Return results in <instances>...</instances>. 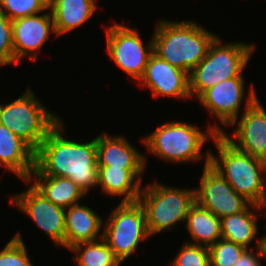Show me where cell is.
<instances>
[{"label": "cell", "mask_w": 266, "mask_h": 266, "mask_svg": "<svg viewBox=\"0 0 266 266\" xmlns=\"http://www.w3.org/2000/svg\"><path fill=\"white\" fill-rule=\"evenodd\" d=\"M212 140L218 156L210 152V165L250 204L266 207V161L241 152L222 134Z\"/></svg>", "instance_id": "277c9868"}, {"label": "cell", "mask_w": 266, "mask_h": 266, "mask_svg": "<svg viewBox=\"0 0 266 266\" xmlns=\"http://www.w3.org/2000/svg\"><path fill=\"white\" fill-rule=\"evenodd\" d=\"M255 247L257 252H254ZM255 247L246 249L233 266H261L260 258H264V253L261 244H256Z\"/></svg>", "instance_id": "f546056e"}, {"label": "cell", "mask_w": 266, "mask_h": 266, "mask_svg": "<svg viewBox=\"0 0 266 266\" xmlns=\"http://www.w3.org/2000/svg\"><path fill=\"white\" fill-rule=\"evenodd\" d=\"M10 203L29 216L59 247H65V209L54 205L33 185L14 194Z\"/></svg>", "instance_id": "8fae6325"}, {"label": "cell", "mask_w": 266, "mask_h": 266, "mask_svg": "<svg viewBox=\"0 0 266 266\" xmlns=\"http://www.w3.org/2000/svg\"><path fill=\"white\" fill-rule=\"evenodd\" d=\"M103 224L101 216L87 205L78 203L65 209V248L100 240L103 238Z\"/></svg>", "instance_id": "e0dca14e"}, {"label": "cell", "mask_w": 266, "mask_h": 266, "mask_svg": "<svg viewBox=\"0 0 266 266\" xmlns=\"http://www.w3.org/2000/svg\"><path fill=\"white\" fill-rule=\"evenodd\" d=\"M102 133L95 137L98 166L146 169L148 159L130 144L125 136Z\"/></svg>", "instance_id": "2e32d148"}, {"label": "cell", "mask_w": 266, "mask_h": 266, "mask_svg": "<svg viewBox=\"0 0 266 266\" xmlns=\"http://www.w3.org/2000/svg\"><path fill=\"white\" fill-rule=\"evenodd\" d=\"M106 40L109 59L115 62L119 69L139 81L153 53L152 37L145 46L136 28L116 23L106 28Z\"/></svg>", "instance_id": "9c48e42d"}, {"label": "cell", "mask_w": 266, "mask_h": 266, "mask_svg": "<svg viewBox=\"0 0 266 266\" xmlns=\"http://www.w3.org/2000/svg\"><path fill=\"white\" fill-rule=\"evenodd\" d=\"M217 123L208 126L206 132L201 131L197 126L179 121H170L158 126L157 129L142 139L147 147L148 153L159 156L166 162L187 163L199 162L204 159V166L210 164V152L205 156L202 152L203 145L208 139H213L217 134L224 132Z\"/></svg>", "instance_id": "3957f363"}, {"label": "cell", "mask_w": 266, "mask_h": 266, "mask_svg": "<svg viewBox=\"0 0 266 266\" xmlns=\"http://www.w3.org/2000/svg\"><path fill=\"white\" fill-rule=\"evenodd\" d=\"M249 89L243 115L230 125L236 126L232 136L221 134L241 152L266 161V110L253 85Z\"/></svg>", "instance_id": "30bf717a"}, {"label": "cell", "mask_w": 266, "mask_h": 266, "mask_svg": "<svg viewBox=\"0 0 266 266\" xmlns=\"http://www.w3.org/2000/svg\"><path fill=\"white\" fill-rule=\"evenodd\" d=\"M145 169H123L98 166V187L108 196L122 197L120 202H136L143 187Z\"/></svg>", "instance_id": "d6986e66"}, {"label": "cell", "mask_w": 266, "mask_h": 266, "mask_svg": "<svg viewBox=\"0 0 266 266\" xmlns=\"http://www.w3.org/2000/svg\"><path fill=\"white\" fill-rule=\"evenodd\" d=\"M153 52L171 65L190 73L206 56L217 34L194 21L163 19L155 24Z\"/></svg>", "instance_id": "7a4b0ae2"}, {"label": "cell", "mask_w": 266, "mask_h": 266, "mask_svg": "<svg viewBox=\"0 0 266 266\" xmlns=\"http://www.w3.org/2000/svg\"><path fill=\"white\" fill-rule=\"evenodd\" d=\"M251 208L252 211L249 209ZM261 207L249 204L243 211L220 219L221 237L248 249L252 241L257 238V244H261V237H256L258 232L257 214ZM253 209L256 211H253Z\"/></svg>", "instance_id": "44dd1931"}, {"label": "cell", "mask_w": 266, "mask_h": 266, "mask_svg": "<svg viewBox=\"0 0 266 266\" xmlns=\"http://www.w3.org/2000/svg\"><path fill=\"white\" fill-rule=\"evenodd\" d=\"M23 181L30 178L35 167V151L6 126L0 124V167Z\"/></svg>", "instance_id": "ac0fdd59"}, {"label": "cell", "mask_w": 266, "mask_h": 266, "mask_svg": "<svg viewBox=\"0 0 266 266\" xmlns=\"http://www.w3.org/2000/svg\"><path fill=\"white\" fill-rule=\"evenodd\" d=\"M0 266H34L19 232L0 251Z\"/></svg>", "instance_id": "484cf974"}, {"label": "cell", "mask_w": 266, "mask_h": 266, "mask_svg": "<svg viewBox=\"0 0 266 266\" xmlns=\"http://www.w3.org/2000/svg\"><path fill=\"white\" fill-rule=\"evenodd\" d=\"M103 239L121 262L135 253L139 242L150 238L142 205L120 202L103 224Z\"/></svg>", "instance_id": "ba28073f"}, {"label": "cell", "mask_w": 266, "mask_h": 266, "mask_svg": "<svg viewBox=\"0 0 266 266\" xmlns=\"http://www.w3.org/2000/svg\"><path fill=\"white\" fill-rule=\"evenodd\" d=\"M176 257L169 263L171 266H210L209 249L206 246L189 243L180 248Z\"/></svg>", "instance_id": "83f0119b"}, {"label": "cell", "mask_w": 266, "mask_h": 266, "mask_svg": "<svg viewBox=\"0 0 266 266\" xmlns=\"http://www.w3.org/2000/svg\"><path fill=\"white\" fill-rule=\"evenodd\" d=\"M244 82L242 74L239 77L221 81L206 90L198 100L203 108L217 118L218 123L224 127H230L239 118V111L245 97Z\"/></svg>", "instance_id": "9a60e30c"}, {"label": "cell", "mask_w": 266, "mask_h": 266, "mask_svg": "<svg viewBox=\"0 0 266 266\" xmlns=\"http://www.w3.org/2000/svg\"><path fill=\"white\" fill-rule=\"evenodd\" d=\"M217 36L206 56L189 73L191 98H199L217 83L239 77L254 53L255 45L243 42L222 43Z\"/></svg>", "instance_id": "5b68a950"}, {"label": "cell", "mask_w": 266, "mask_h": 266, "mask_svg": "<svg viewBox=\"0 0 266 266\" xmlns=\"http://www.w3.org/2000/svg\"><path fill=\"white\" fill-rule=\"evenodd\" d=\"M195 200L220 219L237 214L250 204L210 164L203 167L200 186L195 188Z\"/></svg>", "instance_id": "7c38bea8"}, {"label": "cell", "mask_w": 266, "mask_h": 266, "mask_svg": "<svg viewBox=\"0 0 266 266\" xmlns=\"http://www.w3.org/2000/svg\"><path fill=\"white\" fill-rule=\"evenodd\" d=\"M208 249L210 266H233L246 250L245 247L222 238Z\"/></svg>", "instance_id": "d4e9b609"}, {"label": "cell", "mask_w": 266, "mask_h": 266, "mask_svg": "<svg viewBox=\"0 0 266 266\" xmlns=\"http://www.w3.org/2000/svg\"><path fill=\"white\" fill-rule=\"evenodd\" d=\"M40 1L45 5L46 8H50L55 2V0H40Z\"/></svg>", "instance_id": "1f68e13d"}, {"label": "cell", "mask_w": 266, "mask_h": 266, "mask_svg": "<svg viewBox=\"0 0 266 266\" xmlns=\"http://www.w3.org/2000/svg\"><path fill=\"white\" fill-rule=\"evenodd\" d=\"M35 14L12 21L14 65L20 60L31 58L36 61L38 51L43 47L51 32L55 33L52 13Z\"/></svg>", "instance_id": "4fadbf2b"}, {"label": "cell", "mask_w": 266, "mask_h": 266, "mask_svg": "<svg viewBox=\"0 0 266 266\" xmlns=\"http://www.w3.org/2000/svg\"><path fill=\"white\" fill-rule=\"evenodd\" d=\"M75 254L78 266H120L121 262L114 256L107 242L100 241L78 243L69 248Z\"/></svg>", "instance_id": "cb8c5ba5"}, {"label": "cell", "mask_w": 266, "mask_h": 266, "mask_svg": "<svg viewBox=\"0 0 266 266\" xmlns=\"http://www.w3.org/2000/svg\"><path fill=\"white\" fill-rule=\"evenodd\" d=\"M261 247L264 253V260H266V234L261 237Z\"/></svg>", "instance_id": "4dcf8cb0"}, {"label": "cell", "mask_w": 266, "mask_h": 266, "mask_svg": "<svg viewBox=\"0 0 266 266\" xmlns=\"http://www.w3.org/2000/svg\"><path fill=\"white\" fill-rule=\"evenodd\" d=\"M33 180V186L54 205L67 209L78 204L86 193L70 178L58 176H30L26 183Z\"/></svg>", "instance_id": "7402d4cb"}, {"label": "cell", "mask_w": 266, "mask_h": 266, "mask_svg": "<svg viewBox=\"0 0 266 266\" xmlns=\"http://www.w3.org/2000/svg\"><path fill=\"white\" fill-rule=\"evenodd\" d=\"M97 0H55L49 8L54 23L55 35H63L78 28L93 15Z\"/></svg>", "instance_id": "ffe728a7"}, {"label": "cell", "mask_w": 266, "mask_h": 266, "mask_svg": "<svg viewBox=\"0 0 266 266\" xmlns=\"http://www.w3.org/2000/svg\"><path fill=\"white\" fill-rule=\"evenodd\" d=\"M48 11L40 0H0V12L11 21Z\"/></svg>", "instance_id": "4316f807"}, {"label": "cell", "mask_w": 266, "mask_h": 266, "mask_svg": "<svg viewBox=\"0 0 266 266\" xmlns=\"http://www.w3.org/2000/svg\"><path fill=\"white\" fill-rule=\"evenodd\" d=\"M185 229L193 241L189 243L210 247L221 239L220 218L195 202L189 209Z\"/></svg>", "instance_id": "603a6c76"}, {"label": "cell", "mask_w": 266, "mask_h": 266, "mask_svg": "<svg viewBox=\"0 0 266 266\" xmlns=\"http://www.w3.org/2000/svg\"><path fill=\"white\" fill-rule=\"evenodd\" d=\"M61 120L35 151V167L30 176L70 178L86 194L98 185L96 138L86 143L63 135Z\"/></svg>", "instance_id": "6da1fadb"}, {"label": "cell", "mask_w": 266, "mask_h": 266, "mask_svg": "<svg viewBox=\"0 0 266 266\" xmlns=\"http://www.w3.org/2000/svg\"><path fill=\"white\" fill-rule=\"evenodd\" d=\"M60 121L59 116L48 110L29 88L16 100L0 104V124L24 140L34 151Z\"/></svg>", "instance_id": "52a82bcc"}, {"label": "cell", "mask_w": 266, "mask_h": 266, "mask_svg": "<svg viewBox=\"0 0 266 266\" xmlns=\"http://www.w3.org/2000/svg\"><path fill=\"white\" fill-rule=\"evenodd\" d=\"M14 64L12 21L0 12V66Z\"/></svg>", "instance_id": "f1b7e54d"}, {"label": "cell", "mask_w": 266, "mask_h": 266, "mask_svg": "<svg viewBox=\"0 0 266 266\" xmlns=\"http://www.w3.org/2000/svg\"><path fill=\"white\" fill-rule=\"evenodd\" d=\"M138 202L144 209L147 230L152 236L186 222L189 209L196 202L195 189L148 183L142 188Z\"/></svg>", "instance_id": "8992f818"}, {"label": "cell", "mask_w": 266, "mask_h": 266, "mask_svg": "<svg viewBox=\"0 0 266 266\" xmlns=\"http://www.w3.org/2000/svg\"><path fill=\"white\" fill-rule=\"evenodd\" d=\"M140 85L148 87L154 97L166 96L175 99L191 98L189 91V73L181 70L154 52L148 59Z\"/></svg>", "instance_id": "5bb4252c"}]
</instances>
